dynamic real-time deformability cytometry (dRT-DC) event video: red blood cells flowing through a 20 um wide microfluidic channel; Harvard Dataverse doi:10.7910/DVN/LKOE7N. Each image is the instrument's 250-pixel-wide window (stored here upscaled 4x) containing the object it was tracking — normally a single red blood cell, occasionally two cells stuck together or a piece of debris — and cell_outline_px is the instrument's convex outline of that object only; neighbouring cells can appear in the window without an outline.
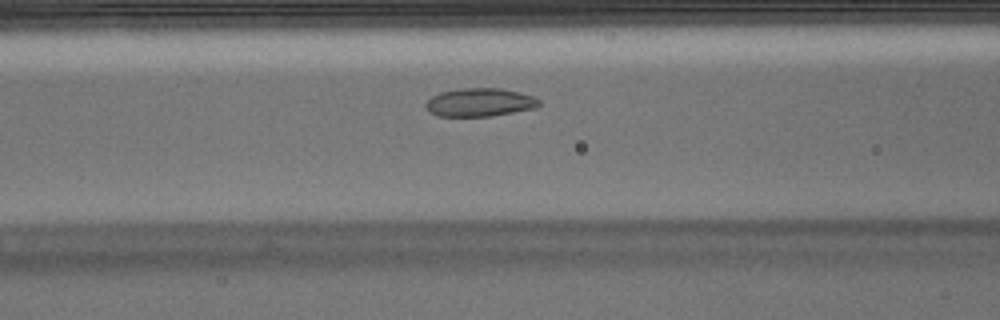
{"species": "Egyptian fruit bat (a non-hibernating species)", "species_latin": "Rousettus aegyptiacus", "temperature_condition": "warm", "stored_images_in_passage": 46, "camera_frame_rate_fps": 3000, "um_per_image_px": 0.085, "animal": {"sex": "male"}, "frame": {"image": 1, "passage_image": 14, "time_ms": 4.333, "image_size_px": [1000, 320], "cell_outline_px": [[540, 104], [536, 108], [492, 116], [440, 116], [428, 112], [424, 104], [432, 96], [440, 92], [456, 88], [500, 88], [520, 92], [532, 96], [540, 100]], "centroid_in_image_um": [40.76, 8.69], "position_along_channel_um": 125.8, "area_um2": 18.84}}
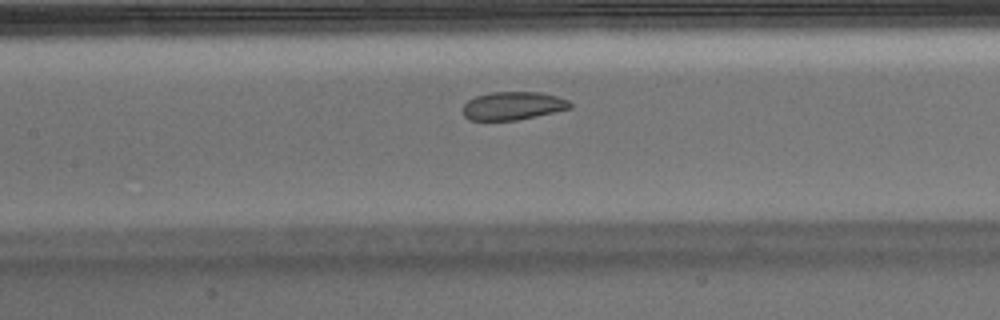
{"frame": {"image": 2, "passage_image": 17, "time_ms": 5.333, "image_size_px": [1000, 320], "cell_outline_px": [[572, 108], [536, 116], [516, 120], [468, 120], [464, 116], [464, 104], [468, 100], [476, 96], [492, 92], [540, 92], [556, 96], [568, 100], [572, 104]], "centroid_in_image_um": [43.6, 8.99], "position_along_channel_um": 163.8, "area_um2": 17.51}}
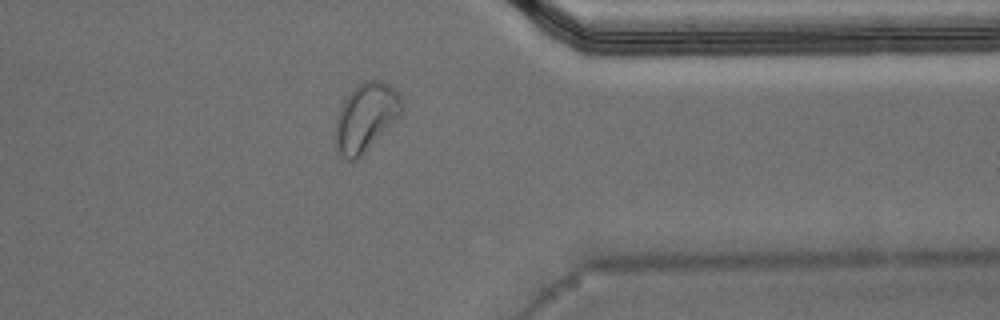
{"frame": {"image": 3, "passage_image": 35, "time_ms": 11.333, "image_size_px": [1000, 320], "cell_outline_px": [[404, 104], [400, 116], [356, 160], [348, 160], [340, 156], [336, 144], [336, 120], [340, 108], [344, 100], [352, 88], [356, 84], [364, 80], [380, 80], [396, 88], [400, 92]], "centroid_in_image_um": [31.12, 9.91], "position_along_channel_um": 380.3, "area_um2": 26.41}, "authors_computed_cell_mechanics": {"area_um2": 19.8254, "velocity_mm_per_s": 3.7807, "shape_relaxation_time_tau1_ms": 7.7436, "shape_relaxation_time_tau2_ms": 2.2054, "deformation_change_tau1": 0.1675, "deformation_change_tau2": 0.0695}}